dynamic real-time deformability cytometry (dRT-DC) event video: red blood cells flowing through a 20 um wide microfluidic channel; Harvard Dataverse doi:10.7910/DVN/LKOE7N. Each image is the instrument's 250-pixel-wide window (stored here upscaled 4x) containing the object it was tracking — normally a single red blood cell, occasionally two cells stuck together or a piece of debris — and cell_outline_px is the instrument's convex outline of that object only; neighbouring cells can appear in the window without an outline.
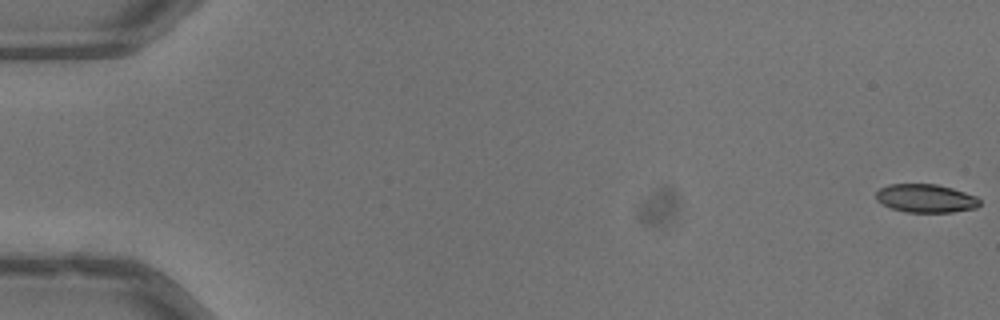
{"species": "common noctule bat (a hibernating species)", "species_latin": "Nyctalus noctula", "temperature_condition": "warm", "stored_images_in_passage": 53, "camera_frame_rate_fps": 3000, "um_per_image_px": 0.085, "animal": {"sex": "male", "body_mass_g": 13.3}, "frame": {"image": 1, "passage_image": 1, "time_ms": 0.0, "image_size_px": [1000, 320], "cell_outline_px": [[980, 204], [976, 208], [952, 212], [904, 212], [892, 208], [876, 200], [876, 192], [880, 188], [888, 184], [936, 184], [952, 188], [976, 196], [980, 200]], "centroid_in_image_um": [78.69, 16.86], "position_along_channel_um": 6.3, "area_um2": 17.11}}
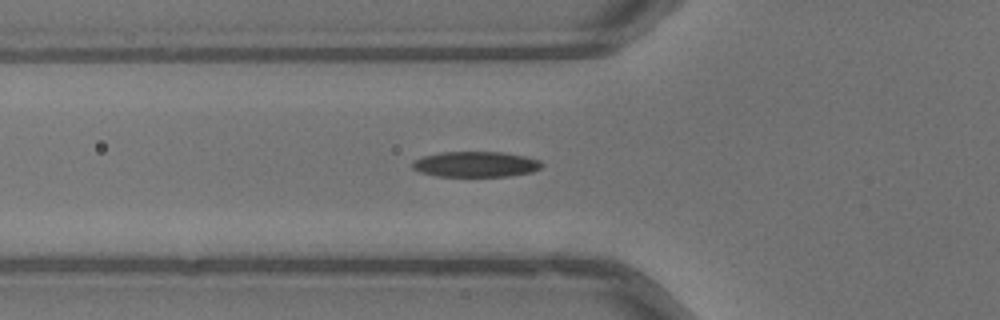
{"frame": {"image": 2, "passage_image": 20, "time_ms": 6.333, "image_size_px": [1000, 320], "cell_outline_px": [[544, 164], [540, 168], [532, 172], [508, 176], [436, 176], [420, 172], [412, 168], [412, 160], [424, 156], [440, 152], [504, 152], [524, 156], [540, 160]], "centroid_in_image_um": [40.43, 13.96], "position_along_channel_um": 85.4, "area_um2": 19.31}}
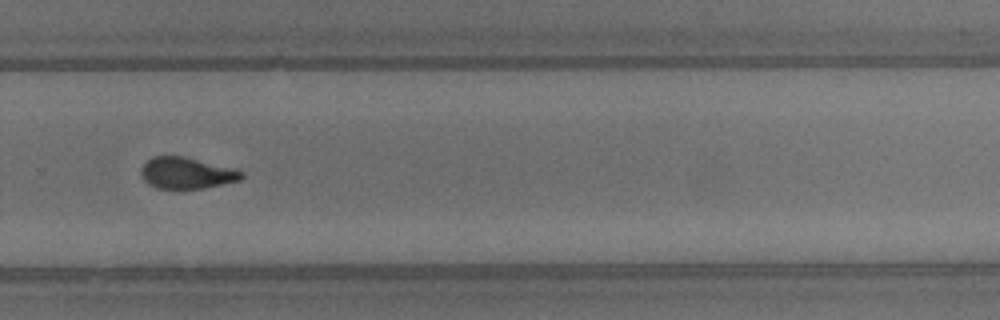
{"frame": {"image": 3, "passage_image": 37, "time_ms": 12.0, "image_size_px": [1000, 320], "cell_outline_px": [[244, 176], [240, 180], [204, 188], [156, 188], [148, 184], [140, 176], [140, 168], [152, 156], [184, 156], [236, 168], [244, 172]], "centroid_in_image_um": [15.87, 14.7], "position_along_channel_um": 313.9, "area_um2": 18.55}, "authors_computed_cell_mechanics": {"area_um2": 18.9006, "velocity_mm_per_s": 4.0239, "shape_relaxation_time_tau1_ms": 4.9489, "shape_relaxation_time_tau2_ms": 2.1459, "deformation_change_tau1": 0.1941, "deformation_change_tau2": 0.0904}}